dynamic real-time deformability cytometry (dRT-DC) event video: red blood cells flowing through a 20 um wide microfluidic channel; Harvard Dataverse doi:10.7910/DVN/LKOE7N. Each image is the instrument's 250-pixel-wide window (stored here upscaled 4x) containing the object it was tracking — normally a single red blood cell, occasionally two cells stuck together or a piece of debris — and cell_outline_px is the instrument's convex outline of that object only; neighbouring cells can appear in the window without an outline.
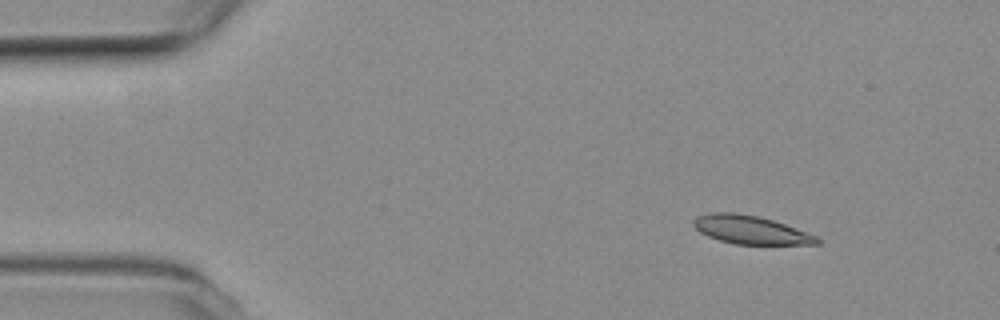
{"species": "common noctule bat (a hibernating species)", "species_latin": "Nyctalus noctula", "temperature_condition": "room temperature", "stored_images_in_passage": 4, "camera_frame_rate_fps": 3000, "um_per_image_px": 0.085, "animal": {"sex": "female", "body_mass_g": 19.3, "forearm_length_mm": 54.1}, "frame": {"image": 1, "passage_image": 1, "time_ms": 0.0, "image_size_px": [1000, 320], "cell_outline_px": [[820, 244], [732, 244], [708, 236], [700, 232], [692, 224], [692, 220], [696, 216], [712, 212], [736, 212], [760, 216], [784, 224], [816, 236], [820, 240]], "centroid_in_image_um": [63.74, 19.52], "position_along_channel_um": 21.3, "area_um2": 20.35}}
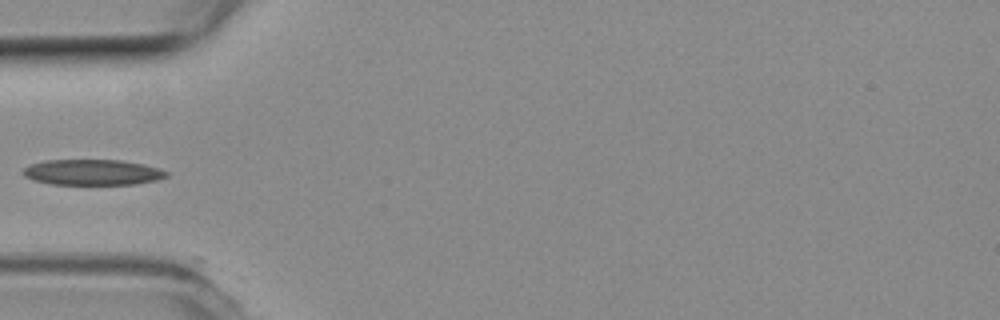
{"frame": {"image": 2, "passage_image": 4, "time_ms": 1.0, "image_size_px": [1000, 320], "cell_outline_px": [[168, 176], [156, 180], [136, 184], [52, 184], [36, 180], [24, 176], [20, 172], [28, 164], [44, 160], [120, 160], [144, 164], [160, 168], [168, 172]], "centroid_in_image_um": [7.85, 14.63], "position_along_channel_um": 77.1, "area_um2": 21.5}}